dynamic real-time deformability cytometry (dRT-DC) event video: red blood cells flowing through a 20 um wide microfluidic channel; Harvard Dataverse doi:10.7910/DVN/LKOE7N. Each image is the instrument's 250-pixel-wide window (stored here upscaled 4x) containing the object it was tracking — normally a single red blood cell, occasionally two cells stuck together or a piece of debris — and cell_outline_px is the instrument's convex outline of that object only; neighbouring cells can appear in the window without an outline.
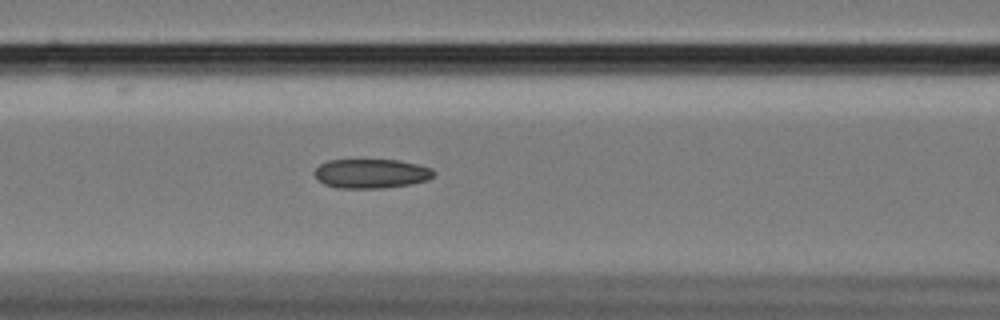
{"species": "Egyptian fruit bat (a non-hibernating species)", "species_latin": "Rousettus aegyptiacus", "temperature_condition": "cold", "stored_images_in_passage": 39, "camera_frame_rate_fps": 3000, "um_per_image_px": 0.085, "animal": {"sex": "female"}, "frame": {"image": 1, "passage_image": 9, "time_ms": 2.667, "image_size_px": [1000, 320], "cell_outline_px": [[436, 172], [428, 180], [412, 184], [384, 188], [336, 188], [324, 184], [316, 176], [316, 168], [320, 164], [328, 160], [400, 160], [432, 168]], "centroid_in_image_um": [31.59, 14.76], "position_along_channel_um": 135.0, "area_um2": 20.35}}
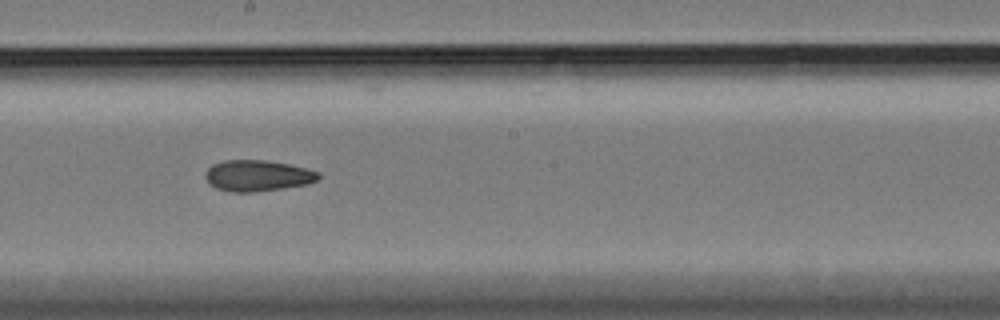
{"frame": {"image": 2, "passage_image": 17, "time_ms": 5.333, "image_size_px": [1000, 320], "cell_outline_px": [[320, 180], [308, 184], [284, 188], [252, 192], [232, 192], [216, 188], [204, 176], [204, 172], [212, 164], [224, 160], [264, 160], [288, 164], [320, 172]], "centroid_in_image_um": [21.91, 14.93], "position_along_channel_um": 226.3, "area_um2": 20.52}}
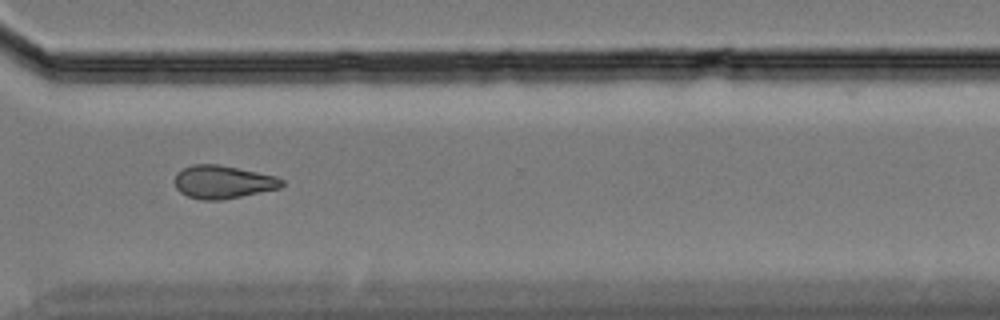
{"frame": {"image": 3, "passage_image": 28, "time_ms": 9.0, "image_size_px": [1000, 320], "cell_outline_px": [[284, 184], [280, 188], [220, 200], [200, 200], [188, 196], [180, 192], [176, 188], [176, 172], [192, 164], [220, 164], [276, 176], [284, 180]], "centroid_in_image_um": [18.95, 15.46], "position_along_channel_um": 351.7, "area_um2": 20.58}, "authors_computed_cell_mechanics": {"area_um2": 20.4034, "velocity_mm_per_s": 3.4199, "shape_relaxation_time_tau1_ms": null, "shape_relaxation_time_tau2_ms": 9.6858, "deformation_change_tau1": null, "deformation_change_tau2": 0.1666}}